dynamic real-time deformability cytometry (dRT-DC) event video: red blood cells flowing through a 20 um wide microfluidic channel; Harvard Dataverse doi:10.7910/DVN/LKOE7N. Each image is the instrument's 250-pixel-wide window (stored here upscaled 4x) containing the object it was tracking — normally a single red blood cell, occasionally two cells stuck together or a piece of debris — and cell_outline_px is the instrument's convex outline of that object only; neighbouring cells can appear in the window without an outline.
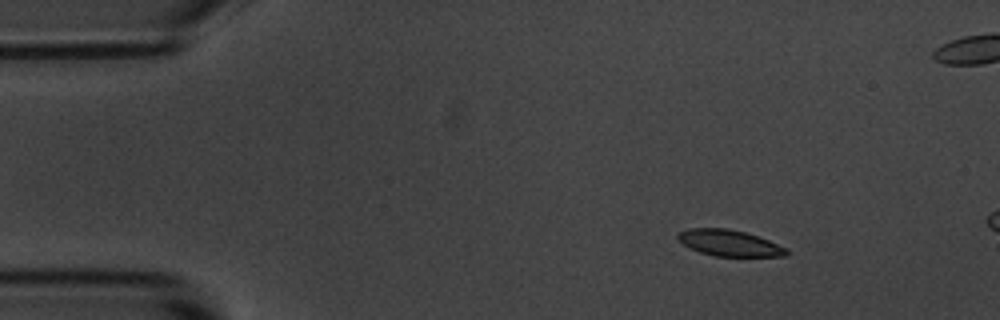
{"species": "common noctule bat (a hibernating species)", "species_latin": "Nyctalus noctula", "temperature_condition": "room temperature", "stored_images_in_passage": 14, "camera_frame_rate_fps": 3000, "um_per_image_px": 0.085, "animal": {"sex": "male", "body_mass_g": 20.1, "forearm_length_mm": 53.5}, "frame": {"image": 1, "passage_image": 7, "time_ms": 2.0, "image_size_px": [1000, 320], "cell_outline_px": [[788, 256], [712, 256], [700, 252], [684, 244], [676, 236], [680, 232], [688, 228], [728, 228], [744, 232], [768, 240], [788, 248]], "centroid_in_image_um": [62.02, 20.66], "position_along_channel_um": 23.0, "area_um2": 16.42}}